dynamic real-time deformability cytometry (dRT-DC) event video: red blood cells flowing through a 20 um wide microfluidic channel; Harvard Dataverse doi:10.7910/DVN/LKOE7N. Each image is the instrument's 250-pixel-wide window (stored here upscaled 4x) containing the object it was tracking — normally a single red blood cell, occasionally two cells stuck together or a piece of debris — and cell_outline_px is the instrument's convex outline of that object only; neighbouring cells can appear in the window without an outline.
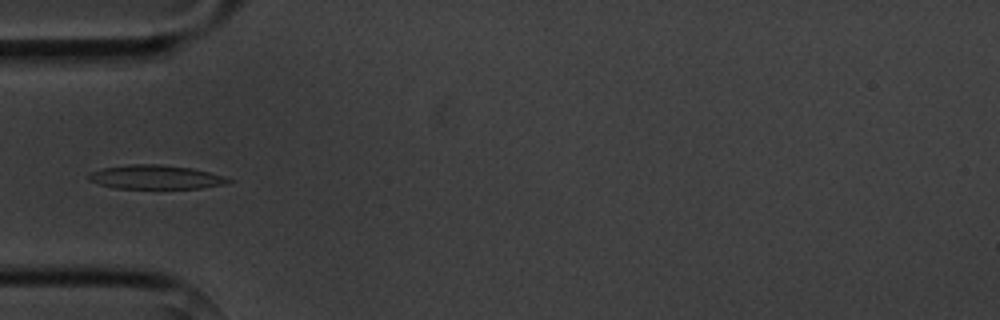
{"species": "common noctule bat (a hibernating species)", "species_latin": "Nyctalus noctula", "temperature_condition": "cold", "stored_images_in_passage": 5, "camera_frame_rate_fps": 3000, "um_per_image_px": 0.085, "animal": {"sex": "male", "body_mass_g": 20.1, "forearm_length_mm": 53.5}, "frame": {"image": 1, "passage_image": 3, "time_ms": 2.333, "image_size_px": [1000, 320], "cell_outline_px": [[232, 180], [224, 184], [200, 188], [116, 188], [96, 184], [88, 180], [88, 176], [92, 172], [104, 168], [128, 164], [160, 164], [192, 168], [224, 176]], "centroid_in_image_um": [13.2, 15.05], "position_along_channel_um": 71.8, "area_um2": 19.36}}
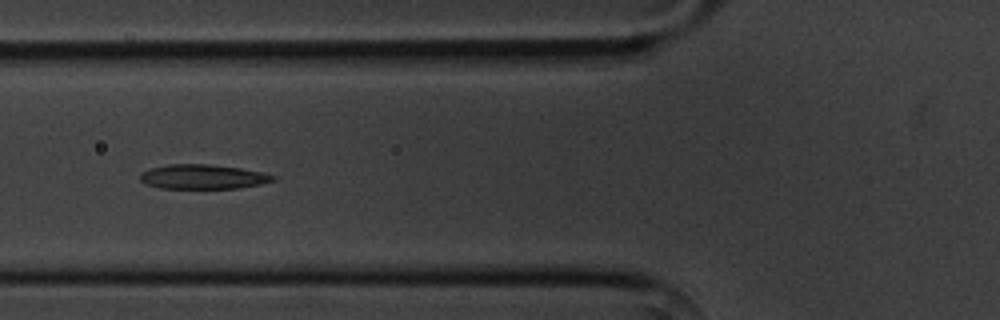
{"frame": {"image": 2, "passage_image": 4, "time_ms": 3.333, "image_size_px": [1000, 320], "cell_outline_px": [[276, 180], [260, 184], [240, 188], [160, 188], [148, 184], [140, 180], [140, 176], [144, 172], [152, 168], [168, 164], [208, 164], [240, 168], [260, 172], [276, 176]], "centroid_in_image_um": [17.28, 15.02], "position_along_channel_um": 108.5, "area_um2": 18.73}}
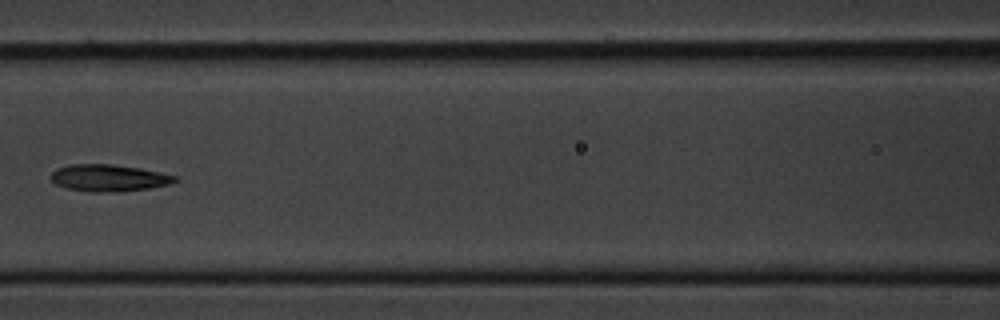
{"frame": {"image": 3, "passage_image": 5, "time_ms": 4.667, "image_size_px": [1000, 320], "cell_outline_px": [[180, 180], [168, 184], [148, 188], [116, 192], [92, 192], [64, 188], [56, 184], [48, 176], [56, 168], [72, 164], [108, 164], [140, 168], [180, 176]], "centroid_in_image_um": [9.24, 15.12], "position_along_channel_um": 157.4, "area_um2": 19.59}}